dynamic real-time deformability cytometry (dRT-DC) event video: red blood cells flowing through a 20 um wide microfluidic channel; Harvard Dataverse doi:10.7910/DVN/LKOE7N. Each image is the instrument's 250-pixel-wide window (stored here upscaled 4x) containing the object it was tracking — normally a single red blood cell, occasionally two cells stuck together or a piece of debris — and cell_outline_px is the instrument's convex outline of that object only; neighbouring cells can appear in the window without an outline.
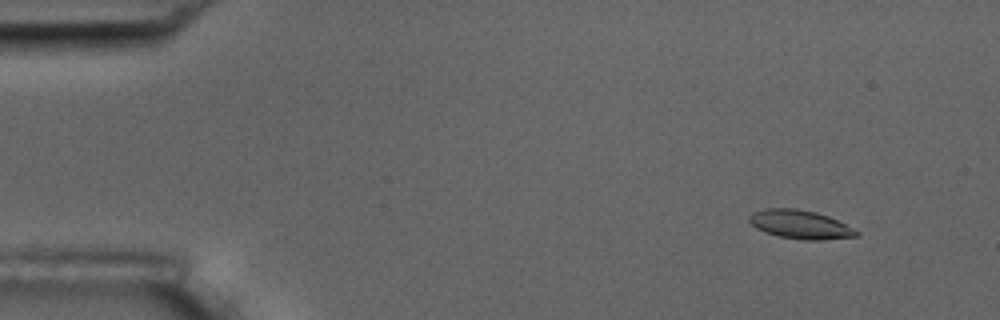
{"species": "common noctule bat (a hibernating species)", "species_latin": "Nyctalus noctula", "temperature_condition": "room temperature", "stored_images_in_passage": 8, "camera_frame_rate_fps": 3000, "um_per_image_px": 0.085, "animal": {"sex": "male", "body_mass_g": 17.5, "forearm_length_mm": 52.3}, "frame": {"image": 1, "passage_image": 1, "time_ms": 0.0, "image_size_px": [1000, 320], "cell_outline_px": [[860, 232], [856, 236], [824, 240], [804, 240], [780, 236], [764, 232], [756, 228], [748, 220], [748, 216], [752, 212], [764, 208], [796, 208], [816, 212], [828, 216]], "centroid_in_image_um": [67.97, 19.07], "position_along_channel_um": 17.0, "area_um2": 17.86}}
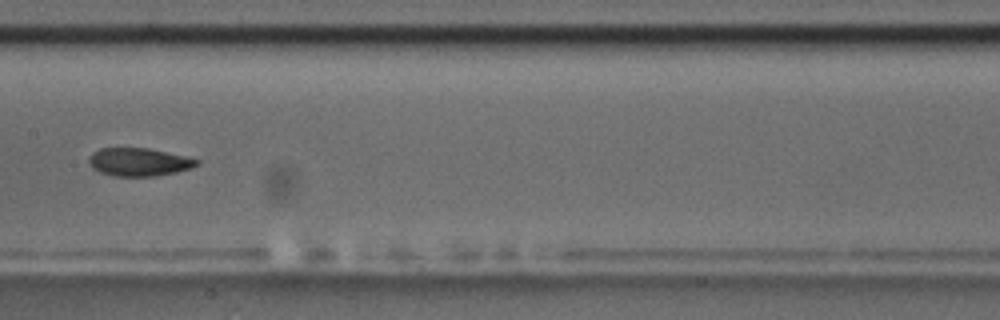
{"frame": {"image": 2, "passage_image": 7, "time_ms": 7.667, "image_size_px": [1000, 320], "cell_outline_px": [[200, 164], [192, 168], [176, 172], [156, 176], [112, 176], [100, 172], [92, 168], [88, 164], [88, 156], [92, 152], [100, 148], [148, 148], [184, 156], [200, 160]], "centroid_in_image_um": [11.78, 13.77], "position_along_channel_um": 195.6, "area_um2": 17.8}}
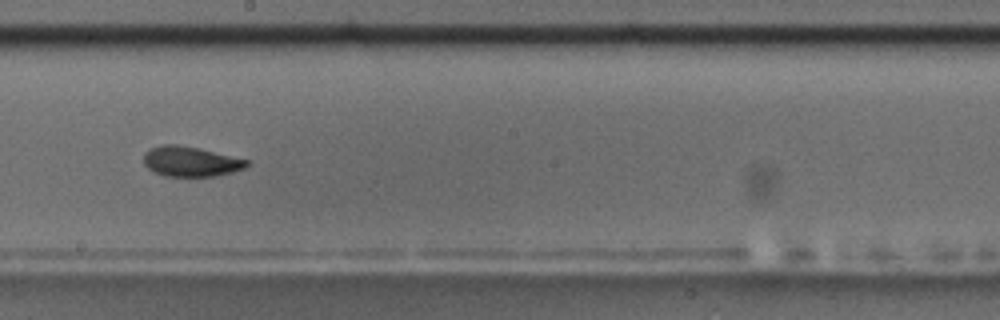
{"frame": {"image": 3, "passage_image": 8, "time_ms": 8.667, "image_size_px": [1000, 320], "cell_outline_px": [[248, 164], [244, 168], [232, 172], [216, 176], [164, 176], [152, 172], [144, 164], [144, 152], [160, 144], [176, 144], [200, 148], [248, 160]], "centroid_in_image_um": [16.17, 13.72], "position_along_channel_um": 232.0, "area_um2": 18.09}}